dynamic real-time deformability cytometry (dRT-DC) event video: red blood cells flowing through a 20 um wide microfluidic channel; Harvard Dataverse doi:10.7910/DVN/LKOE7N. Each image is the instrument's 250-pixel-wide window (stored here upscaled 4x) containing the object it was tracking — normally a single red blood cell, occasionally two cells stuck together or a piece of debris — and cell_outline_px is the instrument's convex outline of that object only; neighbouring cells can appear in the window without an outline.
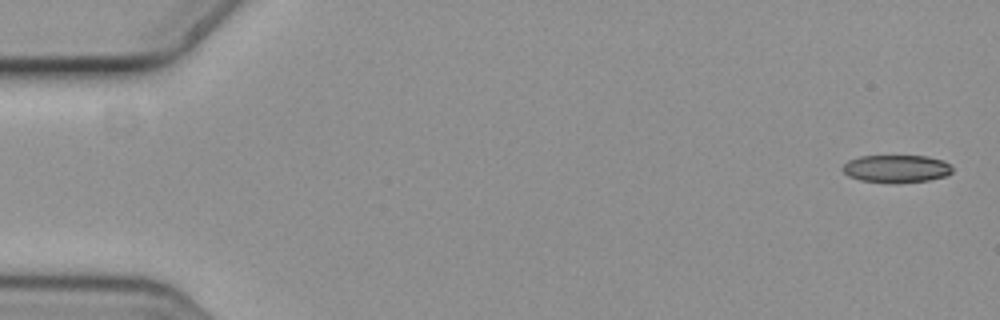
{"species": "common noctule bat (a hibernating species)", "species_latin": "Nyctalus noctula", "temperature_condition": "cold", "stored_images_in_passage": 6, "camera_frame_rate_fps": 3000, "um_per_image_px": 0.085, "animal": {"sex": "female", "body_mass_g": 19.3, "forearm_length_mm": 54.1}, "frame": {"image": 1, "passage_image": 1, "time_ms": 0.0, "image_size_px": [1000, 320], "cell_outline_px": [[952, 172], [948, 176], [928, 180], [896, 184], [860, 180], [848, 176], [840, 168], [848, 160], [860, 156], [928, 156], [944, 160], [952, 164]], "centroid_in_image_um": [76.22, 14.35], "position_along_channel_um": 8.8, "area_um2": 18.09}}
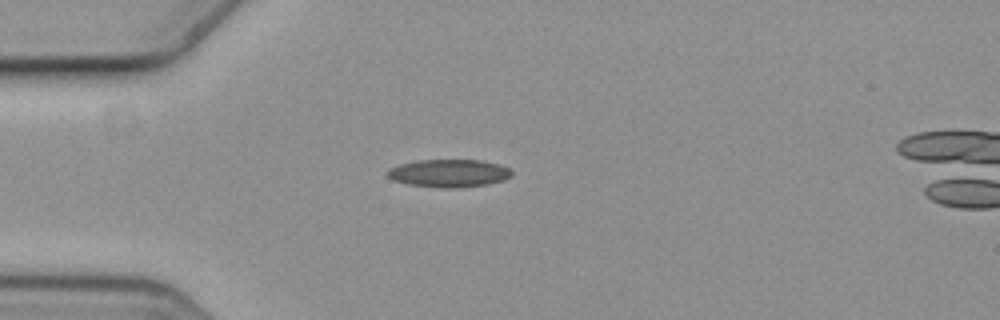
{"frame": {"image": 2, "passage_image": 5, "time_ms": 1.333, "image_size_px": [1000, 320], "cell_outline_px": [[512, 176], [504, 180], [488, 184], [460, 188], [440, 188], [408, 184], [392, 180], [384, 172], [388, 168], [400, 164], [416, 160], [480, 160], [500, 164], [512, 168]], "centroid_in_image_um": [38.17, 14.72], "position_along_channel_um": 46.8, "area_um2": 20.52}}